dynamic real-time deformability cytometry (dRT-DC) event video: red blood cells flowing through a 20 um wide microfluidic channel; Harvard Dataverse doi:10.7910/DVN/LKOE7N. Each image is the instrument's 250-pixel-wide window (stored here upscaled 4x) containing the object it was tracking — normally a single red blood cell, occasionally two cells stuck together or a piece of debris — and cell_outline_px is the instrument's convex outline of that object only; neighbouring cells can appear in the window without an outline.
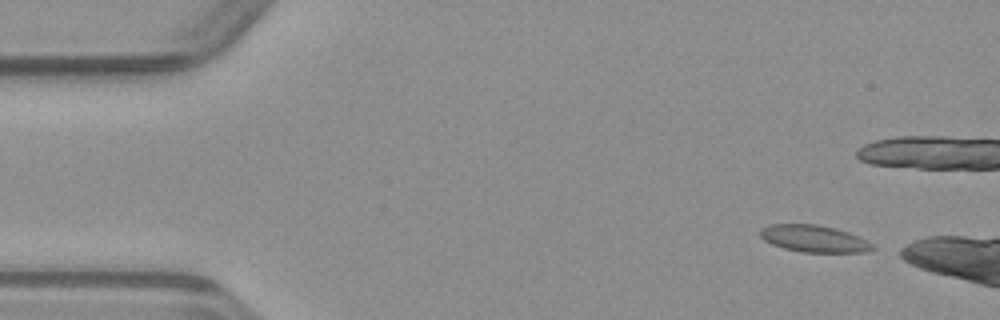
{"species": "common noctule bat (a hibernating species)", "species_latin": "Nyctalus noctula", "temperature_condition": "warm", "stored_images_in_passage": 12, "camera_frame_rate_fps": 3000, "um_per_image_px": 0.085, "animal": {"sex": "male", "body_mass_g": 23.1, "forearm_length_mm": 52.7}, "frame": {"image": 1, "passage_image": 1, "time_ms": 0.0, "image_size_px": [1000, 320], "cell_outline_px": [[876, 248], [864, 252], [804, 252], [784, 248], [772, 244], [764, 240], [760, 236], [760, 228], [768, 224], [816, 224], [836, 228], [848, 232], [868, 240], [876, 244]], "centroid_in_image_um": [69.22, 20.28], "position_along_channel_um": 15.8, "area_um2": 17.8}}